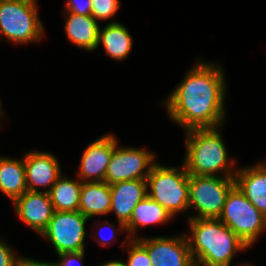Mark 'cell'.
<instances>
[{
  "mask_svg": "<svg viewBox=\"0 0 266 266\" xmlns=\"http://www.w3.org/2000/svg\"><path fill=\"white\" fill-rule=\"evenodd\" d=\"M171 219H173L172 215L147 195L134 207L132 216L125 225L127 236L129 239H138L136 231L139 227L161 225L170 222Z\"/></svg>",
  "mask_w": 266,
  "mask_h": 266,
  "instance_id": "cell-19",
  "label": "cell"
},
{
  "mask_svg": "<svg viewBox=\"0 0 266 266\" xmlns=\"http://www.w3.org/2000/svg\"><path fill=\"white\" fill-rule=\"evenodd\" d=\"M3 115H4V112H3V109L1 108V100H0V118H2ZM0 122H2V119H0ZM0 126H2V124Z\"/></svg>",
  "mask_w": 266,
  "mask_h": 266,
  "instance_id": "cell-30",
  "label": "cell"
},
{
  "mask_svg": "<svg viewBox=\"0 0 266 266\" xmlns=\"http://www.w3.org/2000/svg\"><path fill=\"white\" fill-rule=\"evenodd\" d=\"M111 190L106 182L82 183L79 211L88 219L108 215L111 209Z\"/></svg>",
  "mask_w": 266,
  "mask_h": 266,
  "instance_id": "cell-18",
  "label": "cell"
},
{
  "mask_svg": "<svg viewBox=\"0 0 266 266\" xmlns=\"http://www.w3.org/2000/svg\"><path fill=\"white\" fill-rule=\"evenodd\" d=\"M137 240L147 249L152 266H191L194 263L185 233Z\"/></svg>",
  "mask_w": 266,
  "mask_h": 266,
  "instance_id": "cell-10",
  "label": "cell"
},
{
  "mask_svg": "<svg viewBox=\"0 0 266 266\" xmlns=\"http://www.w3.org/2000/svg\"><path fill=\"white\" fill-rule=\"evenodd\" d=\"M103 222H104L103 225H102V223L100 225L97 223V225H96L98 227L100 226V228H98V230L99 229L100 230L96 234V235H99L100 237H98V238L96 237L95 238V240L98 242L99 246H106V245L108 246V244H111L113 242L112 239L115 238V236L117 235L118 231L121 230L120 232H122V231H124V233L126 232L125 225L123 223H121V222L117 223V224H119L117 228L114 226V223H111L108 220H103ZM103 227H105V228L109 227L110 228V231H109L110 232V234H109L110 236L108 238H105L106 236H103L104 235L103 232H102L103 235L101 234V231H102ZM107 231H108V229H107Z\"/></svg>",
  "mask_w": 266,
  "mask_h": 266,
  "instance_id": "cell-25",
  "label": "cell"
},
{
  "mask_svg": "<svg viewBox=\"0 0 266 266\" xmlns=\"http://www.w3.org/2000/svg\"><path fill=\"white\" fill-rule=\"evenodd\" d=\"M18 266H56L54 262L38 261L32 258L24 257Z\"/></svg>",
  "mask_w": 266,
  "mask_h": 266,
  "instance_id": "cell-28",
  "label": "cell"
},
{
  "mask_svg": "<svg viewBox=\"0 0 266 266\" xmlns=\"http://www.w3.org/2000/svg\"><path fill=\"white\" fill-rule=\"evenodd\" d=\"M117 144L116 136L110 133L89 144L81 156L78 179L82 183L104 182L107 166Z\"/></svg>",
  "mask_w": 266,
  "mask_h": 266,
  "instance_id": "cell-11",
  "label": "cell"
},
{
  "mask_svg": "<svg viewBox=\"0 0 266 266\" xmlns=\"http://www.w3.org/2000/svg\"><path fill=\"white\" fill-rule=\"evenodd\" d=\"M191 266H205V265L194 262Z\"/></svg>",
  "mask_w": 266,
  "mask_h": 266,
  "instance_id": "cell-31",
  "label": "cell"
},
{
  "mask_svg": "<svg viewBox=\"0 0 266 266\" xmlns=\"http://www.w3.org/2000/svg\"><path fill=\"white\" fill-rule=\"evenodd\" d=\"M238 266H252V265L251 264L244 263V264H241V265H238Z\"/></svg>",
  "mask_w": 266,
  "mask_h": 266,
  "instance_id": "cell-32",
  "label": "cell"
},
{
  "mask_svg": "<svg viewBox=\"0 0 266 266\" xmlns=\"http://www.w3.org/2000/svg\"><path fill=\"white\" fill-rule=\"evenodd\" d=\"M235 177L189 175V209L196 214L188 219L219 218Z\"/></svg>",
  "mask_w": 266,
  "mask_h": 266,
  "instance_id": "cell-7",
  "label": "cell"
},
{
  "mask_svg": "<svg viewBox=\"0 0 266 266\" xmlns=\"http://www.w3.org/2000/svg\"><path fill=\"white\" fill-rule=\"evenodd\" d=\"M124 245L127 248L123 249L128 250L127 262L125 261L126 266H152L147 249L137 239H129L126 236L121 246Z\"/></svg>",
  "mask_w": 266,
  "mask_h": 266,
  "instance_id": "cell-22",
  "label": "cell"
},
{
  "mask_svg": "<svg viewBox=\"0 0 266 266\" xmlns=\"http://www.w3.org/2000/svg\"><path fill=\"white\" fill-rule=\"evenodd\" d=\"M23 258L14 253V248L0 239V266H18Z\"/></svg>",
  "mask_w": 266,
  "mask_h": 266,
  "instance_id": "cell-24",
  "label": "cell"
},
{
  "mask_svg": "<svg viewBox=\"0 0 266 266\" xmlns=\"http://www.w3.org/2000/svg\"><path fill=\"white\" fill-rule=\"evenodd\" d=\"M111 209L118 223L126 225L133 213L134 207L147 196V180L135 179L119 181L110 185Z\"/></svg>",
  "mask_w": 266,
  "mask_h": 266,
  "instance_id": "cell-14",
  "label": "cell"
},
{
  "mask_svg": "<svg viewBox=\"0 0 266 266\" xmlns=\"http://www.w3.org/2000/svg\"><path fill=\"white\" fill-rule=\"evenodd\" d=\"M218 219L249 248L257 241L262 231L266 230V216L251 204L236 185L227 194Z\"/></svg>",
  "mask_w": 266,
  "mask_h": 266,
  "instance_id": "cell-6",
  "label": "cell"
},
{
  "mask_svg": "<svg viewBox=\"0 0 266 266\" xmlns=\"http://www.w3.org/2000/svg\"><path fill=\"white\" fill-rule=\"evenodd\" d=\"M0 191L12 202L28 191L23 158L0 156Z\"/></svg>",
  "mask_w": 266,
  "mask_h": 266,
  "instance_id": "cell-20",
  "label": "cell"
},
{
  "mask_svg": "<svg viewBox=\"0 0 266 266\" xmlns=\"http://www.w3.org/2000/svg\"><path fill=\"white\" fill-rule=\"evenodd\" d=\"M37 8V0H0V35L20 45L40 42L45 30Z\"/></svg>",
  "mask_w": 266,
  "mask_h": 266,
  "instance_id": "cell-5",
  "label": "cell"
},
{
  "mask_svg": "<svg viewBox=\"0 0 266 266\" xmlns=\"http://www.w3.org/2000/svg\"><path fill=\"white\" fill-rule=\"evenodd\" d=\"M82 182L61 175L50 189L49 196L54 211L79 210Z\"/></svg>",
  "mask_w": 266,
  "mask_h": 266,
  "instance_id": "cell-21",
  "label": "cell"
},
{
  "mask_svg": "<svg viewBox=\"0 0 266 266\" xmlns=\"http://www.w3.org/2000/svg\"><path fill=\"white\" fill-rule=\"evenodd\" d=\"M26 186L28 191L41 192L39 187L49 192L63 174L58 158L50 152L28 151L24 155Z\"/></svg>",
  "mask_w": 266,
  "mask_h": 266,
  "instance_id": "cell-12",
  "label": "cell"
},
{
  "mask_svg": "<svg viewBox=\"0 0 266 266\" xmlns=\"http://www.w3.org/2000/svg\"><path fill=\"white\" fill-rule=\"evenodd\" d=\"M12 203L20 221L41 235L54 213L49 193L26 191Z\"/></svg>",
  "mask_w": 266,
  "mask_h": 266,
  "instance_id": "cell-13",
  "label": "cell"
},
{
  "mask_svg": "<svg viewBox=\"0 0 266 266\" xmlns=\"http://www.w3.org/2000/svg\"><path fill=\"white\" fill-rule=\"evenodd\" d=\"M64 8V14L75 13L78 15H91L92 0H67Z\"/></svg>",
  "mask_w": 266,
  "mask_h": 266,
  "instance_id": "cell-26",
  "label": "cell"
},
{
  "mask_svg": "<svg viewBox=\"0 0 266 266\" xmlns=\"http://www.w3.org/2000/svg\"><path fill=\"white\" fill-rule=\"evenodd\" d=\"M266 168V162H260Z\"/></svg>",
  "mask_w": 266,
  "mask_h": 266,
  "instance_id": "cell-33",
  "label": "cell"
},
{
  "mask_svg": "<svg viewBox=\"0 0 266 266\" xmlns=\"http://www.w3.org/2000/svg\"><path fill=\"white\" fill-rule=\"evenodd\" d=\"M85 250L80 252L61 253L57 255L59 261L55 262L56 266H83Z\"/></svg>",
  "mask_w": 266,
  "mask_h": 266,
  "instance_id": "cell-27",
  "label": "cell"
},
{
  "mask_svg": "<svg viewBox=\"0 0 266 266\" xmlns=\"http://www.w3.org/2000/svg\"><path fill=\"white\" fill-rule=\"evenodd\" d=\"M220 128L223 126L184 131L186 151L183 164L189 175L221 176L218 174L224 172V177H235L236 161L228 157Z\"/></svg>",
  "mask_w": 266,
  "mask_h": 266,
  "instance_id": "cell-3",
  "label": "cell"
},
{
  "mask_svg": "<svg viewBox=\"0 0 266 266\" xmlns=\"http://www.w3.org/2000/svg\"><path fill=\"white\" fill-rule=\"evenodd\" d=\"M146 180L147 195L172 217L189 210V174L184 164L180 168L156 162Z\"/></svg>",
  "mask_w": 266,
  "mask_h": 266,
  "instance_id": "cell-4",
  "label": "cell"
},
{
  "mask_svg": "<svg viewBox=\"0 0 266 266\" xmlns=\"http://www.w3.org/2000/svg\"><path fill=\"white\" fill-rule=\"evenodd\" d=\"M185 233L194 262L205 266H231L233 257L248 250L243 241L218 218L188 219Z\"/></svg>",
  "mask_w": 266,
  "mask_h": 266,
  "instance_id": "cell-2",
  "label": "cell"
},
{
  "mask_svg": "<svg viewBox=\"0 0 266 266\" xmlns=\"http://www.w3.org/2000/svg\"><path fill=\"white\" fill-rule=\"evenodd\" d=\"M104 47L105 54L113 60L122 61L128 58L132 49V36L128 28L120 22L113 21L104 28H99L98 43Z\"/></svg>",
  "mask_w": 266,
  "mask_h": 266,
  "instance_id": "cell-17",
  "label": "cell"
},
{
  "mask_svg": "<svg viewBox=\"0 0 266 266\" xmlns=\"http://www.w3.org/2000/svg\"><path fill=\"white\" fill-rule=\"evenodd\" d=\"M65 33L69 42L86 51H95L98 43L99 22L92 15L65 14Z\"/></svg>",
  "mask_w": 266,
  "mask_h": 266,
  "instance_id": "cell-16",
  "label": "cell"
},
{
  "mask_svg": "<svg viewBox=\"0 0 266 266\" xmlns=\"http://www.w3.org/2000/svg\"><path fill=\"white\" fill-rule=\"evenodd\" d=\"M155 153L145 148L116 145L107 166L105 181L109 185L119 181L146 180L157 162Z\"/></svg>",
  "mask_w": 266,
  "mask_h": 266,
  "instance_id": "cell-9",
  "label": "cell"
},
{
  "mask_svg": "<svg viewBox=\"0 0 266 266\" xmlns=\"http://www.w3.org/2000/svg\"><path fill=\"white\" fill-rule=\"evenodd\" d=\"M120 0H92V17L98 22L109 20L120 9Z\"/></svg>",
  "mask_w": 266,
  "mask_h": 266,
  "instance_id": "cell-23",
  "label": "cell"
},
{
  "mask_svg": "<svg viewBox=\"0 0 266 266\" xmlns=\"http://www.w3.org/2000/svg\"><path fill=\"white\" fill-rule=\"evenodd\" d=\"M99 266V265H98ZM100 266H126L123 260H110L105 263H101Z\"/></svg>",
  "mask_w": 266,
  "mask_h": 266,
  "instance_id": "cell-29",
  "label": "cell"
},
{
  "mask_svg": "<svg viewBox=\"0 0 266 266\" xmlns=\"http://www.w3.org/2000/svg\"><path fill=\"white\" fill-rule=\"evenodd\" d=\"M222 66L199 60L164 103L170 120L185 131L223 126L228 85Z\"/></svg>",
  "mask_w": 266,
  "mask_h": 266,
  "instance_id": "cell-1",
  "label": "cell"
},
{
  "mask_svg": "<svg viewBox=\"0 0 266 266\" xmlns=\"http://www.w3.org/2000/svg\"><path fill=\"white\" fill-rule=\"evenodd\" d=\"M89 220L79 210L54 211L41 236L52 244L57 255L80 252L85 250V224Z\"/></svg>",
  "mask_w": 266,
  "mask_h": 266,
  "instance_id": "cell-8",
  "label": "cell"
},
{
  "mask_svg": "<svg viewBox=\"0 0 266 266\" xmlns=\"http://www.w3.org/2000/svg\"><path fill=\"white\" fill-rule=\"evenodd\" d=\"M235 185L244 193L251 204L266 216V168L259 162L238 168Z\"/></svg>",
  "mask_w": 266,
  "mask_h": 266,
  "instance_id": "cell-15",
  "label": "cell"
}]
</instances>
